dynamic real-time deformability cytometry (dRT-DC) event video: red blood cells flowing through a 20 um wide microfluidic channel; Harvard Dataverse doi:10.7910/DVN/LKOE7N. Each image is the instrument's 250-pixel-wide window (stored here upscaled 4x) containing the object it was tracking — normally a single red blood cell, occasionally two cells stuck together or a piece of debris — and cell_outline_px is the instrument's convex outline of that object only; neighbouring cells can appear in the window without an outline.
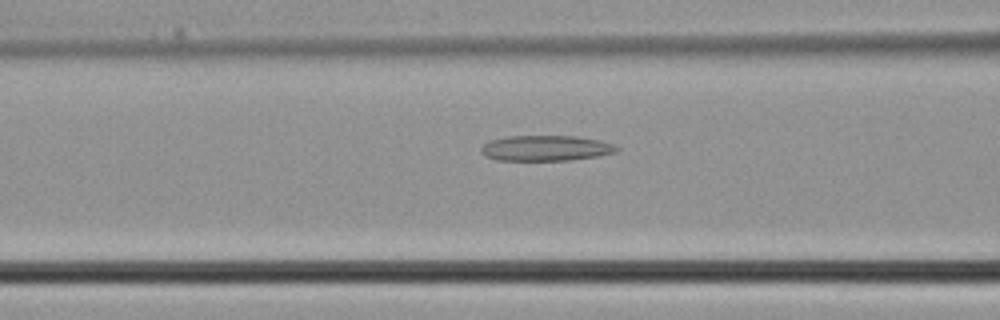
{"species": "common noctule bat (a hibernating species)", "species_latin": "Nyctalus noctula", "temperature_condition": "cold", "stored_images_in_passage": 25, "camera_frame_rate_fps": 3000, "um_per_image_px": 0.085, "animal": {"sex": "male", "body_mass_g": 21.5, "forearm_length_mm": 52.0}, "frame": {"image": 1, "passage_image": 6, "time_ms": 1.667, "image_size_px": [1000, 320], "cell_outline_px": [[620, 148], [616, 152], [600, 156], [572, 160], [496, 160], [484, 156], [480, 152], [480, 148], [488, 140], [508, 136], [576, 136], [600, 140], [612, 144]], "centroid_in_image_um": [46.37, 12.59], "position_along_channel_um": 120.2, "area_um2": 20.35}}
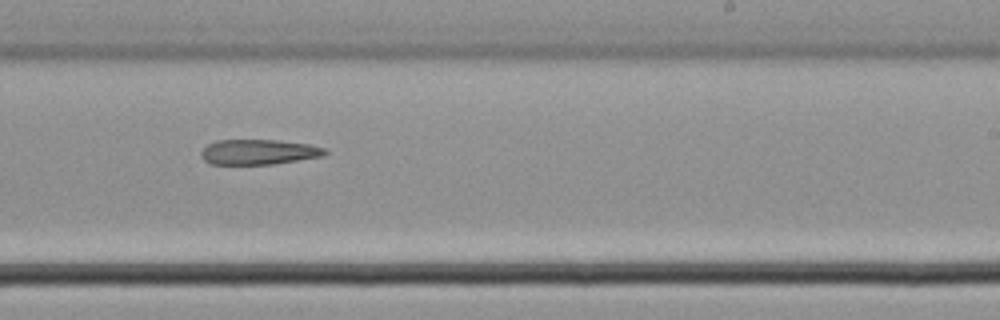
{"frame": {"image": 2, "passage_image": 14, "time_ms": 4.333, "image_size_px": [1000, 320], "cell_outline_px": [[328, 152], [320, 156], [272, 164], [208, 164], [200, 156], [200, 152], [208, 144], [216, 140], [276, 140], [308, 144], [324, 148]], "centroid_in_image_um": [21.91, 12.91], "position_along_channel_um": 267.1, "area_um2": 17.98}}
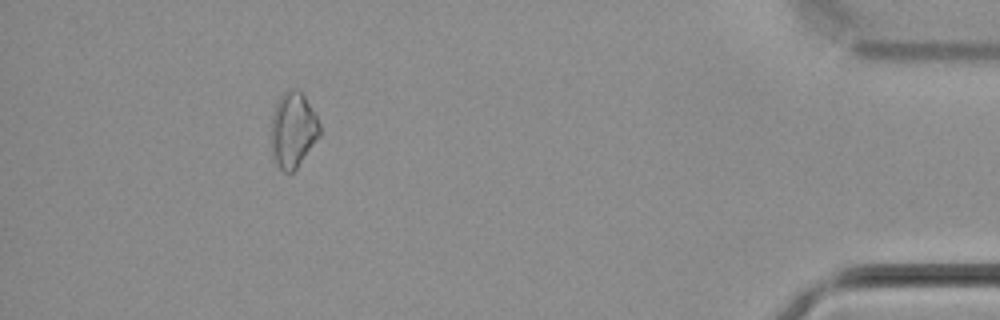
{"frame": {"image": 3, "passage_image": 25, "time_ms": 8.0, "image_size_px": [1000, 320], "cell_outline_px": [[320, 136], [296, 168], [292, 172], [284, 172], [272, 160], [272, 116], [276, 104], [280, 96], [284, 92], [292, 88], [304, 92], [320, 124]], "centroid_in_image_um": [24.92, 11.03], "position_along_channel_um": 410.3, "area_um2": 21.33}}